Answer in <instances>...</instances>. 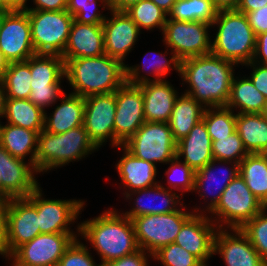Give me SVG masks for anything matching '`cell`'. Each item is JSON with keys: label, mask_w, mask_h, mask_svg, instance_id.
<instances>
[{"label": "cell", "mask_w": 267, "mask_h": 266, "mask_svg": "<svg viewBox=\"0 0 267 266\" xmlns=\"http://www.w3.org/2000/svg\"><path fill=\"white\" fill-rule=\"evenodd\" d=\"M193 214L194 211H186V207L181 206L174 212L132 218L139 248L153 255L160 248L174 243L182 225Z\"/></svg>", "instance_id": "52a82bcc"}, {"label": "cell", "mask_w": 267, "mask_h": 266, "mask_svg": "<svg viewBox=\"0 0 267 266\" xmlns=\"http://www.w3.org/2000/svg\"><path fill=\"white\" fill-rule=\"evenodd\" d=\"M89 252V248L77 238L65 250L57 266H101L95 263Z\"/></svg>", "instance_id": "f6af8a7d"}, {"label": "cell", "mask_w": 267, "mask_h": 266, "mask_svg": "<svg viewBox=\"0 0 267 266\" xmlns=\"http://www.w3.org/2000/svg\"><path fill=\"white\" fill-rule=\"evenodd\" d=\"M36 206L27 198H11L6 236L2 243L6 259L21 245L40 234Z\"/></svg>", "instance_id": "9a60e30c"}, {"label": "cell", "mask_w": 267, "mask_h": 266, "mask_svg": "<svg viewBox=\"0 0 267 266\" xmlns=\"http://www.w3.org/2000/svg\"><path fill=\"white\" fill-rule=\"evenodd\" d=\"M266 98L260 93L248 77H233L230 97L226 107L238 113H262Z\"/></svg>", "instance_id": "836d02e7"}, {"label": "cell", "mask_w": 267, "mask_h": 266, "mask_svg": "<svg viewBox=\"0 0 267 266\" xmlns=\"http://www.w3.org/2000/svg\"><path fill=\"white\" fill-rule=\"evenodd\" d=\"M0 195H1V178H0Z\"/></svg>", "instance_id": "003e7915"}, {"label": "cell", "mask_w": 267, "mask_h": 266, "mask_svg": "<svg viewBox=\"0 0 267 266\" xmlns=\"http://www.w3.org/2000/svg\"><path fill=\"white\" fill-rule=\"evenodd\" d=\"M235 65L212 53L181 60L179 77L189 85L184 93L204 108L226 106Z\"/></svg>", "instance_id": "6da1fadb"}, {"label": "cell", "mask_w": 267, "mask_h": 266, "mask_svg": "<svg viewBox=\"0 0 267 266\" xmlns=\"http://www.w3.org/2000/svg\"><path fill=\"white\" fill-rule=\"evenodd\" d=\"M151 54H156L153 58L150 60V62L144 60L143 65H136V66H129L126 64V82L132 85H139L145 82L149 81H159L163 80V77L165 78L170 70L173 68L176 70V72L180 73V62L181 60L173 53L171 52V58H166V55H168V50L163 53L158 52V53H152ZM165 54V55H164ZM150 55V54H148ZM147 56V54H145ZM144 56V57H145ZM147 58V57H146ZM142 67V68H141ZM148 68V71H145V68ZM150 67V68H149ZM172 67V68H171ZM145 71V73H148L146 75H143L141 71ZM142 73V75L140 74ZM150 76H153L154 78L152 79ZM149 77V78H148Z\"/></svg>", "instance_id": "4dcf8cb0"}, {"label": "cell", "mask_w": 267, "mask_h": 266, "mask_svg": "<svg viewBox=\"0 0 267 266\" xmlns=\"http://www.w3.org/2000/svg\"><path fill=\"white\" fill-rule=\"evenodd\" d=\"M110 13L112 18L106 17L102 24L105 54L123 62L141 31L127 12L110 9Z\"/></svg>", "instance_id": "44dd1931"}, {"label": "cell", "mask_w": 267, "mask_h": 266, "mask_svg": "<svg viewBox=\"0 0 267 266\" xmlns=\"http://www.w3.org/2000/svg\"><path fill=\"white\" fill-rule=\"evenodd\" d=\"M5 13H6V12H1V11H0V28H1V25H2L3 15H4Z\"/></svg>", "instance_id": "03108f58"}, {"label": "cell", "mask_w": 267, "mask_h": 266, "mask_svg": "<svg viewBox=\"0 0 267 266\" xmlns=\"http://www.w3.org/2000/svg\"><path fill=\"white\" fill-rule=\"evenodd\" d=\"M35 7L25 11H62L66 10L68 0H33Z\"/></svg>", "instance_id": "681fc988"}, {"label": "cell", "mask_w": 267, "mask_h": 266, "mask_svg": "<svg viewBox=\"0 0 267 266\" xmlns=\"http://www.w3.org/2000/svg\"><path fill=\"white\" fill-rule=\"evenodd\" d=\"M139 86L144 99L145 122L168 123L179 92L164 79L145 82Z\"/></svg>", "instance_id": "cb8c5ba5"}, {"label": "cell", "mask_w": 267, "mask_h": 266, "mask_svg": "<svg viewBox=\"0 0 267 266\" xmlns=\"http://www.w3.org/2000/svg\"><path fill=\"white\" fill-rule=\"evenodd\" d=\"M266 4L267 0H240L236 10L246 14L248 12L262 8Z\"/></svg>", "instance_id": "f5cc1de1"}, {"label": "cell", "mask_w": 267, "mask_h": 266, "mask_svg": "<svg viewBox=\"0 0 267 266\" xmlns=\"http://www.w3.org/2000/svg\"><path fill=\"white\" fill-rule=\"evenodd\" d=\"M30 72L29 100L45 112L65 93L61 90V80L65 78L64 60L57 54H35L30 57Z\"/></svg>", "instance_id": "ba28073f"}, {"label": "cell", "mask_w": 267, "mask_h": 266, "mask_svg": "<svg viewBox=\"0 0 267 266\" xmlns=\"http://www.w3.org/2000/svg\"><path fill=\"white\" fill-rule=\"evenodd\" d=\"M262 210L261 201L250 191L244 179L238 174L222 192L218 204L209 215H216L214 218L210 215V219L218 228L233 229L241 228Z\"/></svg>", "instance_id": "8992f818"}, {"label": "cell", "mask_w": 267, "mask_h": 266, "mask_svg": "<svg viewBox=\"0 0 267 266\" xmlns=\"http://www.w3.org/2000/svg\"><path fill=\"white\" fill-rule=\"evenodd\" d=\"M139 29L152 30L158 28L163 32L168 14L151 0H142L125 10Z\"/></svg>", "instance_id": "f35d334b"}, {"label": "cell", "mask_w": 267, "mask_h": 266, "mask_svg": "<svg viewBox=\"0 0 267 266\" xmlns=\"http://www.w3.org/2000/svg\"><path fill=\"white\" fill-rule=\"evenodd\" d=\"M217 26L215 38L211 42V53L239 65L250 63L253 59L256 35L247 16L237 10L218 11L211 24Z\"/></svg>", "instance_id": "277c9868"}, {"label": "cell", "mask_w": 267, "mask_h": 266, "mask_svg": "<svg viewBox=\"0 0 267 266\" xmlns=\"http://www.w3.org/2000/svg\"><path fill=\"white\" fill-rule=\"evenodd\" d=\"M4 117L6 123L38 134L44 129L45 112L29 99L6 98Z\"/></svg>", "instance_id": "d6a6232c"}, {"label": "cell", "mask_w": 267, "mask_h": 266, "mask_svg": "<svg viewBox=\"0 0 267 266\" xmlns=\"http://www.w3.org/2000/svg\"><path fill=\"white\" fill-rule=\"evenodd\" d=\"M97 150L99 149L90 140L83 126L60 134L49 133L43 129L37 137L35 169L38 173H43L63 167Z\"/></svg>", "instance_id": "5b68a950"}, {"label": "cell", "mask_w": 267, "mask_h": 266, "mask_svg": "<svg viewBox=\"0 0 267 266\" xmlns=\"http://www.w3.org/2000/svg\"><path fill=\"white\" fill-rule=\"evenodd\" d=\"M205 108L190 95H178L168 121L174 139L178 142L187 136L192 128L202 120Z\"/></svg>", "instance_id": "1f68e13d"}, {"label": "cell", "mask_w": 267, "mask_h": 266, "mask_svg": "<svg viewBox=\"0 0 267 266\" xmlns=\"http://www.w3.org/2000/svg\"><path fill=\"white\" fill-rule=\"evenodd\" d=\"M34 174L38 171L32 164L13 157L0 145L1 195L8 198L29 196L39 186Z\"/></svg>", "instance_id": "ac0fdd59"}, {"label": "cell", "mask_w": 267, "mask_h": 266, "mask_svg": "<svg viewBox=\"0 0 267 266\" xmlns=\"http://www.w3.org/2000/svg\"><path fill=\"white\" fill-rule=\"evenodd\" d=\"M39 185L27 198L36 206L40 233H77L79 234V223L76 232L71 229L70 224L75 223L81 210L83 211L85 201L69 199H45ZM71 229V230H70Z\"/></svg>", "instance_id": "4fadbf2b"}, {"label": "cell", "mask_w": 267, "mask_h": 266, "mask_svg": "<svg viewBox=\"0 0 267 266\" xmlns=\"http://www.w3.org/2000/svg\"><path fill=\"white\" fill-rule=\"evenodd\" d=\"M248 154L236 131L229 137L212 141V155L215 160L239 164Z\"/></svg>", "instance_id": "60d3db41"}, {"label": "cell", "mask_w": 267, "mask_h": 266, "mask_svg": "<svg viewBox=\"0 0 267 266\" xmlns=\"http://www.w3.org/2000/svg\"><path fill=\"white\" fill-rule=\"evenodd\" d=\"M126 64L107 54L98 57L69 59L65 78L73 94L83 98L115 92L126 82Z\"/></svg>", "instance_id": "3957f363"}, {"label": "cell", "mask_w": 267, "mask_h": 266, "mask_svg": "<svg viewBox=\"0 0 267 266\" xmlns=\"http://www.w3.org/2000/svg\"><path fill=\"white\" fill-rule=\"evenodd\" d=\"M216 163L218 164H224V165H231V167H226L225 169H222L224 172L220 171L225 175V177H222L221 179L218 178L217 171L215 168ZM219 172V174H221ZM239 174V164L233 163L229 161H218L213 159L211 162H209L207 165H205L203 168L195 172V178H194V190L193 192L199 193L198 195L203 199L206 200L208 198L207 194L210 196L211 192H213L212 197L210 198L209 203L206 204L207 206L204 208L206 210H201L200 208H193L194 214H208L216 207L218 204L222 192L225 190V188L228 186V184ZM221 177V176H220ZM218 179V180H217ZM222 180V181H221ZM212 181V182H211ZM222 182V183H221ZM215 184V187H214ZM212 188V189H211ZM215 188V189H214ZM211 189V191H210ZM213 189L215 191H213ZM207 211V212H206ZM205 212V213H204Z\"/></svg>", "instance_id": "7402d4cb"}, {"label": "cell", "mask_w": 267, "mask_h": 266, "mask_svg": "<svg viewBox=\"0 0 267 266\" xmlns=\"http://www.w3.org/2000/svg\"><path fill=\"white\" fill-rule=\"evenodd\" d=\"M261 114L263 115L264 118H267V98H266L264 109Z\"/></svg>", "instance_id": "6125c7cd"}, {"label": "cell", "mask_w": 267, "mask_h": 266, "mask_svg": "<svg viewBox=\"0 0 267 266\" xmlns=\"http://www.w3.org/2000/svg\"><path fill=\"white\" fill-rule=\"evenodd\" d=\"M105 54L102 24H83L73 20L66 48L61 55L69 59L98 57Z\"/></svg>", "instance_id": "603a6c76"}, {"label": "cell", "mask_w": 267, "mask_h": 266, "mask_svg": "<svg viewBox=\"0 0 267 266\" xmlns=\"http://www.w3.org/2000/svg\"><path fill=\"white\" fill-rule=\"evenodd\" d=\"M137 195L136 199H134L133 207L130 211H126L125 213H122L124 216L128 217L129 219L139 217L142 215H151V214H165L169 212L177 211L179 208L178 206H183L184 204L181 203V194L177 195V192H172V190H169L163 187V184L161 185V182L159 181V184L145 188L136 190L130 193H127L125 195V198L130 201L134 198V196ZM133 196V197H132ZM142 197V198H141ZM153 199H151V198ZM145 199H149L151 202L159 201V205L153 206L152 204H146L144 202ZM144 202V203H143Z\"/></svg>", "instance_id": "d4e9b609"}, {"label": "cell", "mask_w": 267, "mask_h": 266, "mask_svg": "<svg viewBox=\"0 0 267 266\" xmlns=\"http://www.w3.org/2000/svg\"><path fill=\"white\" fill-rule=\"evenodd\" d=\"M6 98L29 99L31 93L30 58L26 61L10 62L1 78Z\"/></svg>", "instance_id": "d590c367"}, {"label": "cell", "mask_w": 267, "mask_h": 266, "mask_svg": "<svg viewBox=\"0 0 267 266\" xmlns=\"http://www.w3.org/2000/svg\"><path fill=\"white\" fill-rule=\"evenodd\" d=\"M154 2L159 8L165 11L167 14L171 11L173 4L177 0H151Z\"/></svg>", "instance_id": "6f0895ef"}, {"label": "cell", "mask_w": 267, "mask_h": 266, "mask_svg": "<svg viewBox=\"0 0 267 266\" xmlns=\"http://www.w3.org/2000/svg\"><path fill=\"white\" fill-rule=\"evenodd\" d=\"M114 147L124 145L145 123L144 99L139 85L125 82L115 91Z\"/></svg>", "instance_id": "5bb4252c"}, {"label": "cell", "mask_w": 267, "mask_h": 266, "mask_svg": "<svg viewBox=\"0 0 267 266\" xmlns=\"http://www.w3.org/2000/svg\"><path fill=\"white\" fill-rule=\"evenodd\" d=\"M213 254H219L225 266H267L240 228H218Z\"/></svg>", "instance_id": "d6986e66"}, {"label": "cell", "mask_w": 267, "mask_h": 266, "mask_svg": "<svg viewBox=\"0 0 267 266\" xmlns=\"http://www.w3.org/2000/svg\"><path fill=\"white\" fill-rule=\"evenodd\" d=\"M0 122V145L13 157L25 160L29 156V163L35 168L38 133L29 129Z\"/></svg>", "instance_id": "f546056e"}, {"label": "cell", "mask_w": 267, "mask_h": 266, "mask_svg": "<svg viewBox=\"0 0 267 266\" xmlns=\"http://www.w3.org/2000/svg\"><path fill=\"white\" fill-rule=\"evenodd\" d=\"M79 235L97 251L101 257L100 264L117 260L140 249L131 219L114 208L81 222Z\"/></svg>", "instance_id": "7a4b0ae2"}, {"label": "cell", "mask_w": 267, "mask_h": 266, "mask_svg": "<svg viewBox=\"0 0 267 266\" xmlns=\"http://www.w3.org/2000/svg\"><path fill=\"white\" fill-rule=\"evenodd\" d=\"M142 0H109L110 9L125 11L131 5L138 3Z\"/></svg>", "instance_id": "11a10c76"}, {"label": "cell", "mask_w": 267, "mask_h": 266, "mask_svg": "<svg viewBox=\"0 0 267 266\" xmlns=\"http://www.w3.org/2000/svg\"><path fill=\"white\" fill-rule=\"evenodd\" d=\"M0 50L9 62L26 61L35 55L28 13L12 10L3 15Z\"/></svg>", "instance_id": "e0dca14e"}, {"label": "cell", "mask_w": 267, "mask_h": 266, "mask_svg": "<svg viewBox=\"0 0 267 266\" xmlns=\"http://www.w3.org/2000/svg\"><path fill=\"white\" fill-rule=\"evenodd\" d=\"M84 101L83 127L90 140L98 149L107 140L114 147L115 92L87 96Z\"/></svg>", "instance_id": "2e32d148"}, {"label": "cell", "mask_w": 267, "mask_h": 266, "mask_svg": "<svg viewBox=\"0 0 267 266\" xmlns=\"http://www.w3.org/2000/svg\"><path fill=\"white\" fill-rule=\"evenodd\" d=\"M123 146L139 159L169 164L176 157L177 141L168 123L145 122Z\"/></svg>", "instance_id": "30bf717a"}, {"label": "cell", "mask_w": 267, "mask_h": 266, "mask_svg": "<svg viewBox=\"0 0 267 266\" xmlns=\"http://www.w3.org/2000/svg\"><path fill=\"white\" fill-rule=\"evenodd\" d=\"M120 148L123 150V155L116 164V169L123 187L126 189L123 193L124 196L127 193L149 188L159 183L156 181L158 171L155 164L135 157L123 145L118 147V149Z\"/></svg>", "instance_id": "484cf974"}, {"label": "cell", "mask_w": 267, "mask_h": 266, "mask_svg": "<svg viewBox=\"0 0 267 266\" xmlns=\"http://www.w3.org/2000/svg\"><path fill=\"white\" fill-rule=\"evenodd\" d=\"M267 210L263 209L240 229L257 253L267 262Z\"/></svg>", "instance_id": "b9f144b4"}, {"label": "cell", "mask_w": 267, "mask_h": 266, "mask_svg": "<svg viewBox=\"0 0 267 266\" xmlns=\"http://www.w3.org/2000/svg\"><path fill=\"white\" fill-rule=\"evenodd\" d=\"M245 66L253 69L248 77L255 88L267 98V65L255 63L251 61L250 63L244 64Z\"/></svg>", "instance_id": "bcb514c9"}, {"label": "cell", "mask_w": 267, "mask_h": 266, "mask_svg": "<svg viewBox=\"0 0 267 266\" xmlns=\"http://www.w3.org/2000/svg\"><path fill=\"white\" fill-rule=\"evenodd\" d=\"M11 198L0 195V241L3 243L7 230V213Z\"/></svg>", "instance_id": "816d5d0a"}, {"label": "cell", "mask_w": 267, "mask_h": 266, "mask_svg": "<svg viewBox=\"0 0 267 266\" xmlns=\"http://www.w3.org/2000/svg\"><path fill=\"white\" fill-rule=\"evenodd\" d=\"M150 256L152 257L148 252L139 249L133 254L123 256L111 262H106L101 264V266H149L148 258Z\"/></svg>", "instance_id": "7dc6e473"}, {"label": "cell", "mask_w": 267, "mask_h": 266, "mask_svg": "<svg viewBox=\"0 0 267 266\" xmlns=\"http://www.w3.org/2000/svg\"><path fill=\"white\" fill-rule=\"evenodd\" d=\"M246 16L256 36L267 32V4L262 8L246 13Z\"/></svg>", "instance_id": "c3c4849f"}, {"label": "cell", "mask_w": 267, "mask_h": 266, "mask_svg": "<svg viewBox=\"0 0 267 266\" xmlns=\"http://www.w3.org/2000/svg\"><path fill=\"white\" fill-rule=\"evenodd\" d=\"M176 157L190 166L195 172L203 168L214 158L212 139L207 132L204 120L199 121L187 136L177 142Z\"/></svg>", "instance_id": "4316f807"}, {"label": "cell", "mask_w": 267, "mask_h": 266, "mask_svg": "<svg viewBox=\"0 0 267 266\" xmlns=\"http://www.w3.org/2000/svg\"><path fill=\"white\" fill-rule=\"evenodd\" d=\"M152 258L160 261L162 266H206L199 258L176 243L160 248Z\"/></svg>", "instance_id": "7bdbcfd3"}, {"label": "cell", "mask_w": 267, "mask_h": 266, "mask_svg": "<svg viewBox=\"0 0 267 266\" xmlns=\"http://www.w3.org/2000/svg\"><path fill=\"white\" fill-rule=\"evenodd\" d=\"M239 174L262 202L267 197V154H248L239 163Z\"/></svg>", "instance_id": "e575fe53"}, {"label": "cell", "mask_w": 267, "mask_h": 266, "mask_svg": "<svg viewBox=\"0 0 267 266\" xmlns=\"http://www.w3.org/2000/svg\"><path fill=\"white\" fill-rule=\"evenodd\" d=\"M169 163L170 166L167 171H165V174L168 177L167 184L169 185L167 189L172 191L173 189L174 191H182L181 196H183V192H193L195 171L186 163L180 161L177 157ZM172 176H176L177 178Z\"/></svg>", "instance_id": "ee69618b"}, {"label": "cell", "mask_w": 267, "mask_h": 266, "mask_svg": "<svg viewBox=\"0 0 267 266\" xmlns=\"http://www.w3.org/2000/svg\"><path fill=\"white\" fill-rule=\"evenodd\" d=\"M0 255H2L4 258H6V255L4 253L3 245H2V242L1 241H0Z\"/></svg>", "instance_id": "e7e4bbea"}, {"label": "cell", "mask_w": 267, "mask_h": 266, "mask_svg": "<svg viewBox=\"0 0 267 266\" xmlns=\"http://www.w3.org/2000/svg\"><path fill=\"white\" fill-rule=\"evenodd\" d=\"M236 132L249 154H267V118L261 113H237Z\"/></svg>", "instance_id": "f1b7e54d"}, {"label": "cell", "mask_w": 267, "mask_h": 266, "mask_svg": "<svg viewBox=\"0 0 267 266\" xmlns=\"http://www.w3.org/2000/svg\"><path fill=\"white\" fill-rule=\"evenodd\" d=\"M252 61L267 65V32L256 36V46Z\"/></svg>", "instance_id": "f907efd6"}, {"label": "cell", "mask_w": 267, "mask_h": 266, "mask_svg": "<svg viewBox=\"0 0 267 266\" xmlns=\"http://www.w3.org/2000/svg\"><path fill=\"white\" fill-rule=\"evenodd\" d=\"M9 65H10V62L5 57L3 52L0 50V79L3 77Z\"/></svg>", "instance_id": "91938a15"}, {"label": "cell", "mask_w": 267, "mask_h": 266, "mask_svg": "<svg viewBox=\"0 0 267 266\" xmlns=\"http://www.w3.org/2000/svg\"><path fill=\"white\" fill-rule=\"evenodd\" d=\"M211 24L202 21H176L167 18L163 42L180 60L211 53ZM209 29V30H208Z\"/></svg>", "instance_id": "8fae6325"}, {"label": "cell", "mask_w": 267, "mask_h": 266, "mask_svg": "<svg viewBox=\"0 0 267 266\" xmlns=\"http://www.w3.org/2000/svg\"><path fill=\"white\" fill-rule=\"evenodd\" d=\"M75 233H40L19 246L7 260L11 266H57L65 250L77 239Z\"/></svg>", "instance_id": "7c38bea8"}, {"label": "cell", "mask_w": 267, "mask_h": 266, "mask_svg": "<svg viewBox=\"0 0 267 266\" xmlns=\"http://www.w3.org/2000/svg\"><path fill=\"white\" fill-rule=\"evenodd\" d=\"M5 102H6V92L5 87L0 79V118H3L4 111H5Z\"/></svg>", "instance_id": "680465c9"}, {"label": "cell", "mask_w": 267, "mask_h": 266, "mask_svg": "<svg viewBox=\"0 0 267 266\" xmlns=\"http://www.w3.org/2000/svg\"><path fill=\"white\" fill-rule=\"evenodd\" d=\"M262 208L267 210V197L261 202Z\"/></svg>", "instance_id": "be15d7a7"}, {"label": "cell", "mask_w": 267, "mask_h": 266, "mask_svg": "<svg viewBox=\"0 0 267 266\" xmlns=\"http://www.w3.org/2000/svg\"><path fill=\"white\" fill-rule=\"evenodd\" d=\"M36 54L62 55L74 17L62 11H26Z\"/></svg>", "instance_id": "9c48e42d"}, {"label": "cell", "mask_w": 267, "mask_h": 266, "mask_svg": "<svg viewBox=\"0 0 267 266\" xmlns=\"http://www.w3.org/2000/svg\"><path fill=\"white\" fill-rule=\"evenodd\" d=\"M214 7L218 10H236L240 0H212Z\"/></svg>", "instance_id": "db71d44e"}, {"label": "cell", "mask_w": 267, "mask_h": 266, "mask_svg": "<svg viewBox=\"0 0 267 266\" xmlns=\"http://www.w3.org/2000/svg\"><path fill=\"white\" fill-rule=\"evenodd\" d=\"M218 227L209 215L193 214L181 227L174 243L199 258L206 266L214 249Z\"/></svg>", "instance_id": "ffe728a7"}, {"label": "cell", "mask_w": 267, "mask_h": 266, "mask_svg": "<svg viewBox=\"0 0 267 266\" xmlns=\"http://www.w3.org/2000/svg\"><path fill=\"white\" fill-rule=\"evenodd\" d=\"M28 0H5V3L12 9V10H26L28 7L26 5Z\"/></svg>", "instance_id": "9f6ffc18"}, {"label": "cell", "mask_w": 267, "mask_h": 266, "mask_svg": "<svg viewBox=\"0 0 267 266\" xmlns=\"http://www.w3.org/2000/svg\"><path fill=\"white\" fill-rule=\"evenodd\" d=\"M0 11L9 12L12 11V9L5 3V0H0Z\"/></svg>", "instance_id": "94428289"}, {"label": "cell", "mask_w": 267, "mask_h": 266, "mask_svg": "<svg viewBox=\"0 0 267 266\" xmlns=\"http://www.w3.org/2000/svg\"><path fill=\"white\" fill-rule=\"evenodd\" d=\"M97 1L102 4V9L110 10L109 0H68L66 11L79 23L103 24L106 15L99 13Z\"/></svg>", "instance_id": "ab89813d"}, {"label": "cell", "mask_w": 267, "mask_h": 266, "mask_svg": "<svg viewBox=\"0 0 267 266\" xmlns=\"http://www.w3.org/2000/svg\"><path fill=\"white\" fill-rule=\"evenodd\" d=\"M202 119L212 141L229 137L236 131V113L226 106L205 108Z\"/></svg>", "instance_id": "74e56055"}, {"label": "cell", "mask_w": 267, "mask_h": 266, "mask_svg": "<svg viewBox=\"0 0 267 266\" xmlns=\"http://www.w3.org/2000/svg\"><path fill=\"white\" fill-rule=\"evenodd\" d=\"M217 13L212 0H177L168 13V19L212 24Z\"/></svg>", "instance_id": "8d00e7d4"}, {"label": "cell", "mask_w": 267, "mask_h": 266, "mask_svg": "<svg viewBox=\"0 0 267 266\" xmlns=\"http://www.w3.org/2000/svg\"><path fill=\"white\" fill-rule=\"evenodd\" d=\"M61 104L55 107L52 115L45 112L44 130L49 133L60 134L72 128L83 126L85 101L76 94L65 93L61 96Z\"/></svg>", "instance_id": "83f0119b"}]
</instances>
